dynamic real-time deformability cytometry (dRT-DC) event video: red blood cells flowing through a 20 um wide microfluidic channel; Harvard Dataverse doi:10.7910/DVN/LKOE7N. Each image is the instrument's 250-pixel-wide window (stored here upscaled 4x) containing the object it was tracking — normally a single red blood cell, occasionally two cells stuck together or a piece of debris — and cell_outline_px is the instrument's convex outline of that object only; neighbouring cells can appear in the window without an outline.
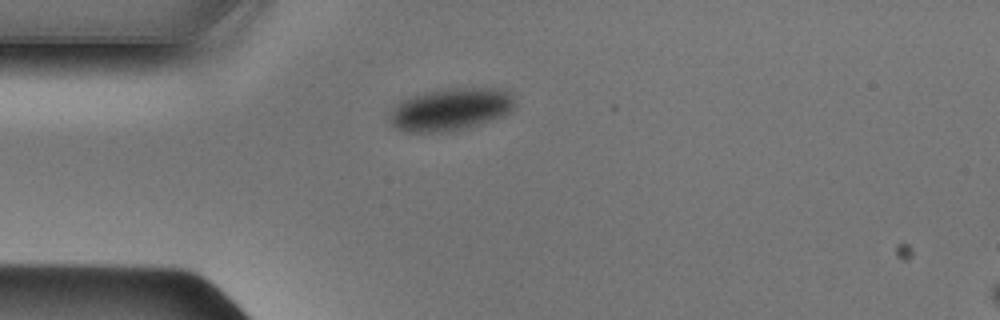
{"species": "Egyptian fruit bat (a non-hibernating species)", "species_latin": "Rousettus aegyptiacus", "temperature_condition": "cold", "stored_images_in_passage": 38, "camera_frame_rate_fps": 3000, "um_per_image_px": 0.085, "animal": {"sex": "male"}, "frame": {"image": 1, "passage_image": 1, "time_ms": 0.0, "image_size_px": [1000, 320], "cell_outline_px": [[516, 104], [504, 116], [480, 124], [452, 132], [408, 132], [396, 128], [388, 120], [388, 116], [396, 104], [400, 100], [424, 92], [448, 88], [504, 88], [512, 96]], "centroid_in_image_um": [38.29, 9.3], "position_along_channel_um": 46.7, "area_um2": 31.27}}
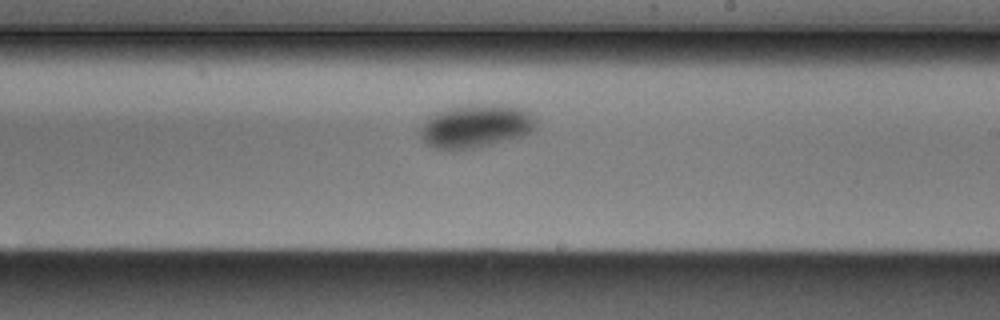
{"frame": {"image": 2, "passage_image": 17, "time_ms": 5.333, "image_size_px": [1000, 320], "cell_outline_px": [[536, 120], [532, 128], [528, 132], [520, 136], [456, 152], [436, 148], [428, 144], [420, 136], [420, 132], [428, 116], [432, 112], [444, 108], [472, 104], [512, 104], [524, 108]], "centroid_in_image_um": [40.39, 10.69], "position_along_channel_um": 248.6, "area_um2": 29.3}}
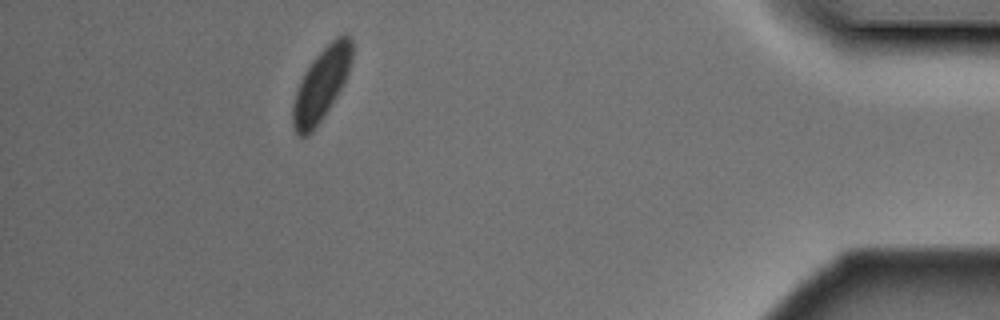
{"frame": {"image": 3, "passage_image": 33, "time_ms": 10.667, "image_size_px": [1000, 320], "cell_outline_px": [[352, 60], [348, 72], [336, 96], [312, 132], [308, 136], [296, 136], [292, 124], [292, 108], [296, 92], [300, 80], [304, 72], [312, 60], [332, 40], [344, 32], [352, 40]], "centroid_in_image_um": [27.29, 7.18], "position_along_channel_um": 407.9, "area_um2": 24.57}}